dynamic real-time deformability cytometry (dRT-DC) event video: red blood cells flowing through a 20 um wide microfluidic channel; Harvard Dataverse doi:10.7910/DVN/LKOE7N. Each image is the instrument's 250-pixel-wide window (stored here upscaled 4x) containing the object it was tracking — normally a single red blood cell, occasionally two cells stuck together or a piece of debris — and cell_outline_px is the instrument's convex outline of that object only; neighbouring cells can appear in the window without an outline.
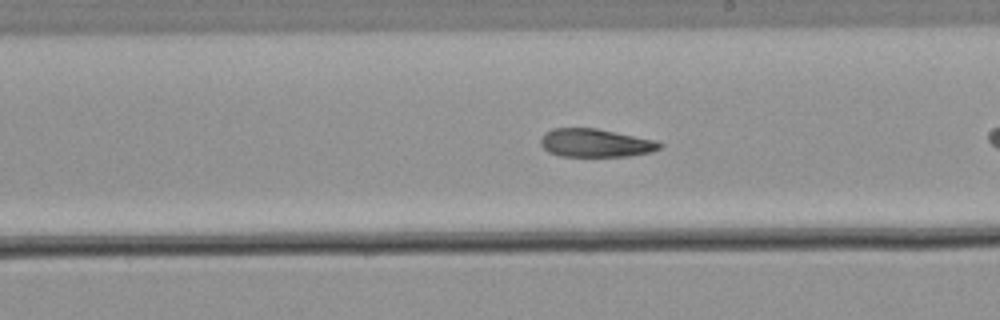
{"species": "common noctule bat (a hibernating species)", "species_latin": "Nyctalus noctula", "temperature_condition": "warm", "stored_images_in_passage": 26, "camera_frame_rate_fps": 3000, "um_per_image_px": 0.085, "animal": {"sex": "male", "body_mass_g": 21.5, "forearm_length_mm": 52.0}, "frame": {"image": 1, "passage_image": 15, "time_ms": 4.667, "image_size_px": [1000, 320], "cell_outline_px": [[664, 144], [660, 148], [652, 152], [628, 156], [560, 156], [548, 152], [540, 144], [540, 140], [544, 132], [552, 128], [596, 128], [656, 140]], "centroid_in_image_um": [50.61, 12.15], "position_along_channel_um": 238.4, "area_um2": 19.71}}